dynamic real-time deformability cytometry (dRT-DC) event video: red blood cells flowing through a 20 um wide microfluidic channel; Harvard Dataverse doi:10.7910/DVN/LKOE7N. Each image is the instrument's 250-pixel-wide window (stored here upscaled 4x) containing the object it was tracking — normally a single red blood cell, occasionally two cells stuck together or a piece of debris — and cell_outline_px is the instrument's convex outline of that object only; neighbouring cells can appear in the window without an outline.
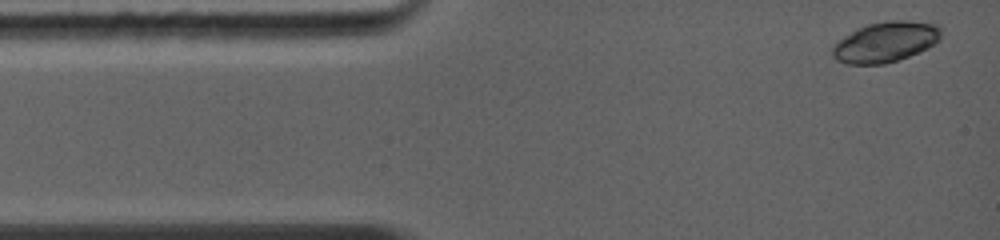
{"species": "common noctule bat (a hibernating species)", "species_latin": "Nyctalus noctula", "temperature_condition": "warm", "stored_images_in_passage": 8, "camera_frame_rate_fps": 5000, "um_per_image_px": 0.085, "animal": {"sex": "female", "body_mass_g": 19.0, "forearm_length_mm": 56.7}, "frame": {"image": 1, "passage_image": 1, "time_ms": 0.0, "image_size_px": [1000, 240], "cell_outline_px": [[940, 40], [928, 48], [920, 52], [884, 64], [844, 64], [836, 60], [832, 56], [832, 48], [844, 36], [856, 28], [868, 24], [888, 20], [908, 20], [940, 24]], "centroid_in_image_um": [75.28, 3.56], "position_along_channel_um": 9.7, "area_um2": 25.72}}
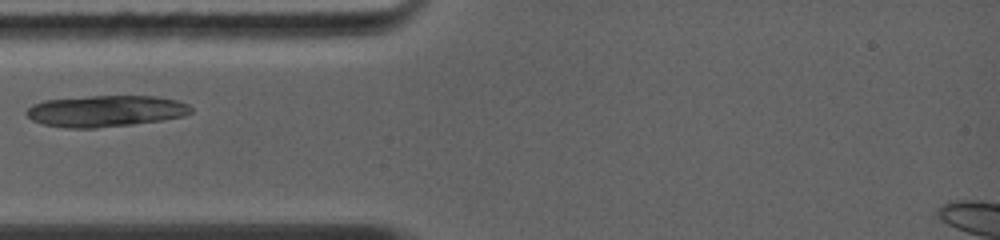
{"frame": {"image": 2, "passage_image": 5, "time_ms": 3.0, "image_size_px": [1000, 240], "cell_outline_px": [[192, 112], [184, 116], [160, 120], [132, 124], [96, 128], [68, 128], [44, 124], [32, 120], [24, 112], [32, 104], [44, 100], [88, 96], [156, 96], [176, 100], [188, 104], [192, 108]], "centroid_in_image_um": [8.97, 9.43], "position_along_channel_um": 76.0, "area_um2": 30.06}}
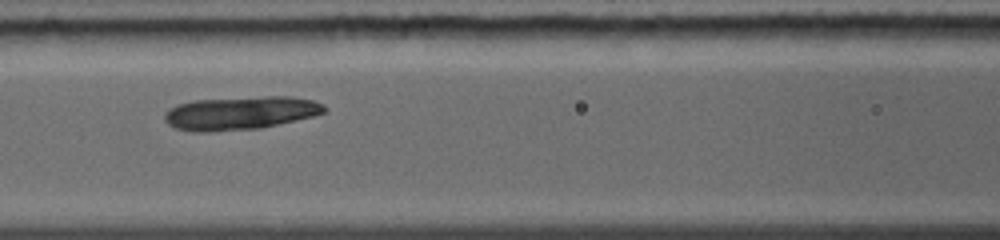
{"frame": {"image": 3, "passage_image": 7, "time_ms": 4.6, "image_size_px": [1000, 240], "cell_outline_px": [[328, 112], [296, 120], [260, 128], [212, 132], [192, 132], [176, 128], [168, 124], [164, 120], [164, 112], [180, 104], [192, 100], [264, 96], [292, 96], [312, 100], [324, 104], [328, 108]], "centroid_in_image_um": [20.45, 9.6], "position_along_channel_um": 146.1, "area_um2": 31.27}}